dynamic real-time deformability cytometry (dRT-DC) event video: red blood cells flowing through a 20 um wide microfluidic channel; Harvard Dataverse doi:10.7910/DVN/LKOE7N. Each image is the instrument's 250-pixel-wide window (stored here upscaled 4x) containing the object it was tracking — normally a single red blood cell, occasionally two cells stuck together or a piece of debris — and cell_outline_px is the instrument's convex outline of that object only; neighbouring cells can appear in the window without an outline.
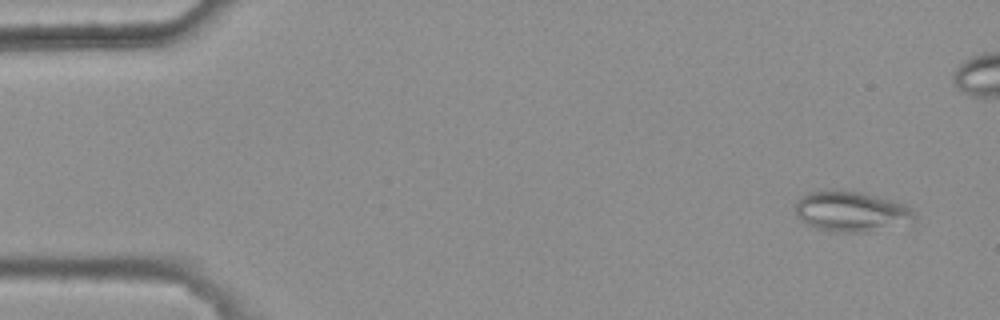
{"species": "common noctule bat (a hibernating species)", "species_latin": "Nyctalus noctula", "temperature_condition": "warm", "stored_images_in_passage": 5, "camera_frame_rate_fps": 3000, "um_per_image_px": 0.085, "animal": {"sex": "female", "body_mass_g": 25.1}, "frame": {"image": 1, "passage_image": 1, "time_ms": 0.0, "image_size_px": [1000, 320], "cell_outline_px": [[916, 216], [912, 224], [868, 232], [832, 232], [808, 224], [800, 220], [796, 216], [796, 204], [800, 196], [808, 192], [860, 192], [892, 200], [904, 204], [912, 208], [916, 212]], "centroid_in_image_um": [72.44, 18.01], "position_along_channel_um": 12.6, "area_um2": 27.92}}